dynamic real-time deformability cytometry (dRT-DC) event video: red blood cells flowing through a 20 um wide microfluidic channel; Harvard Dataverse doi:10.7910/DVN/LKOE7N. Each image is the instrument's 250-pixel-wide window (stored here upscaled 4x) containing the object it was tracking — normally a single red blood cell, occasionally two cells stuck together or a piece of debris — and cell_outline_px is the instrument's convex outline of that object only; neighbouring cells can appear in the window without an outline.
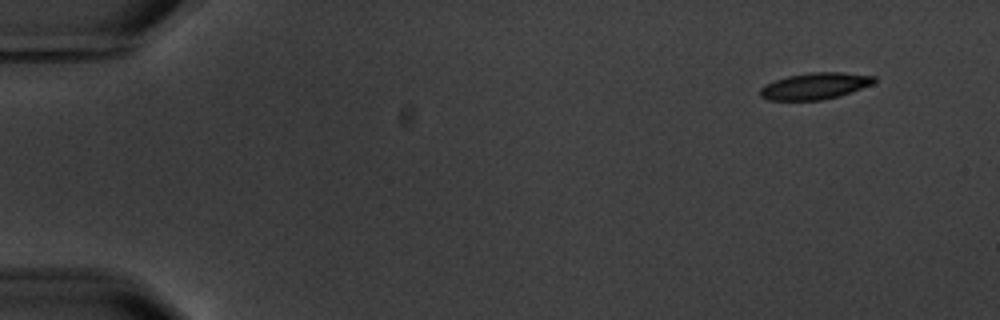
{"species": "common noctule bat (a hibernating species)", "species_latin": "Nyctalus noctula", "temperature_condition": "warm", "stored_images_in_passage": 9, "camera_frame_rate_fps": 3000, "um_per_image_px": 0.085, "animal": {"sex": "male", "body_mass_g": 20.1, "forearm_length_mm": 53.5}, "frame": {"image": 1, "passage_image": 1, "time_ms": 0.0, "image_size_px": [1000, 320], "cell_outline_px": [[876, 80], [872, 84], [840, 96], [820, 100], [768, 100], [760, 96], [760, 88], [776, 80], [788, 76], [812, 72], [840, 72], [876, 76]], "centroid_in_image_um": [69.29, 7.31], "position_along_channel_um": 15.7, "area_um2": 17.46}}
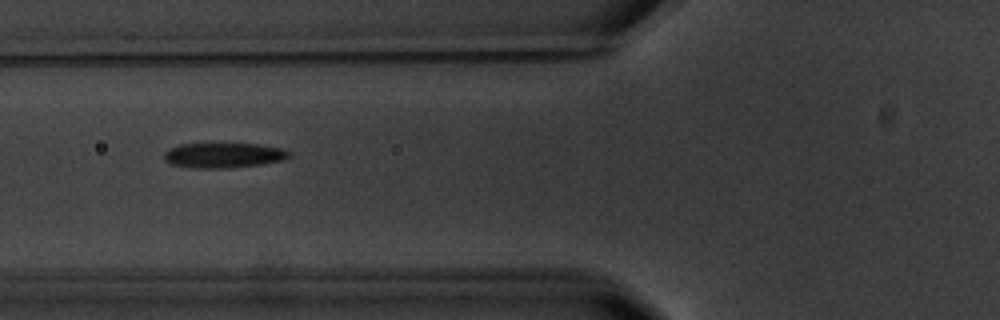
{"frame": {"image": 2, "passage_image": 6, "time_ms": 6.0, "image_size_px": [1000, 320], "cell_outline_px": [[292, 156], [284, 160], [260, 164], [232, 168], [188, 168], [172, 164], [164, 160], [164, 152], [180, 144], [256, 144], [284, 148], [292, 152]], "centroid_in_image_um": [19.05, 13.21], "position_along_channel_um": 106.7, "area_um2": 18.38}}
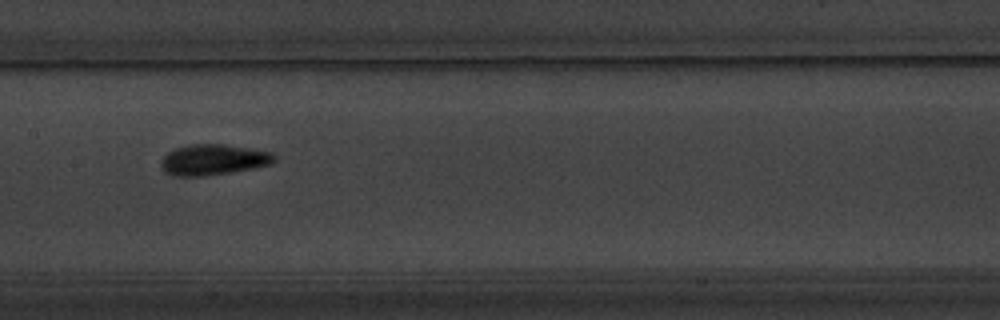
{"frame": {"image": 3, "passage_image": 8, "time_ms": 8.333, "image_size_px": [1000, 320], "cell_outline_px": [[276, 160], [272, 164], [256, 168], [232, 172], [204, 176], [172, 176], [164, 172], [160, 164], [160, 160], [168, 152], [176, 148], [192, 144], [224, 144], [272, 152], [276, 156]], "centroid_in_image_um": [18.14, 13.58], "position_along_channel_um": 189.3, "area_um2": 20.52}}